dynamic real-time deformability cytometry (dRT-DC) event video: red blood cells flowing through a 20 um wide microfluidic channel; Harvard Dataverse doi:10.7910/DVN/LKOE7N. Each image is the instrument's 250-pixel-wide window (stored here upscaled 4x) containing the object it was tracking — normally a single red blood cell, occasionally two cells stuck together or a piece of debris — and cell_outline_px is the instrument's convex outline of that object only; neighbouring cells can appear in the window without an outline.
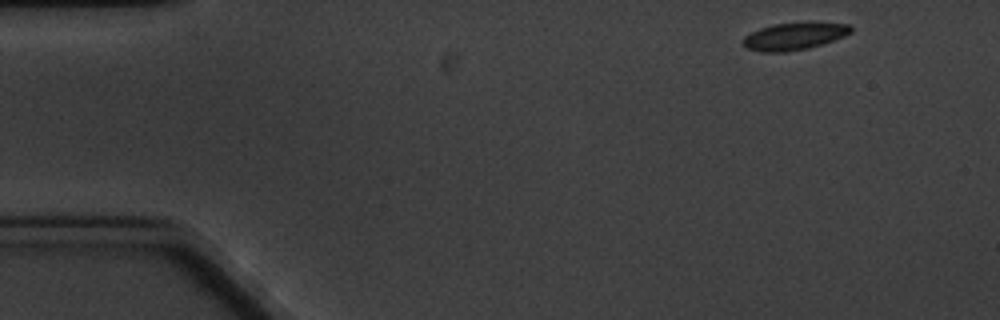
{"species": "common noctule bat (a hibernating species)", "species_latin": "Nyctalus noctula", "temperature_condition": "cold", "stored_images_in_passage": 4, "camera_frame_rate_fps": 3000, "um_per_image_px": 0.085, "animal": {"sex": "male", "body_mass_g": 20.1, "forearm_length_mm": 53.5}, "frame": {"image": 1, "passage_image": 1, "time_ms": 0.0, "image_size_px": [1000, 320], "cell_outline_px": [[852, 32], [844, 36], [808, 48], [784, 52], [760, 52], [748, 48], [740, 40], [744, 36], [760, 28], [772, 24], [804, 20], [812, 20], [848, 24], [852, 28]], "centroid_in_image_um": [67.52, 3.03], "position_along_channel_um": 17.5, "area_um2": 17.69}}
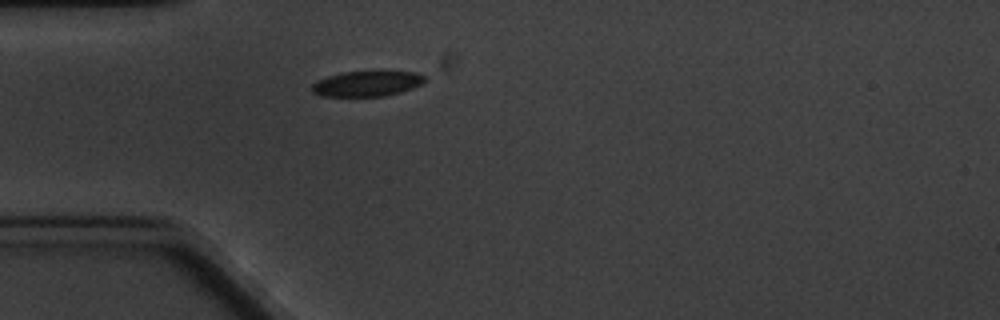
{"frame": {"image": 2, "passage_image": 4, "time_ms": 3.667, "image_size_px": [1000, 320], "cell_outline_px": [[424, 80], [420, 84], [412, 88], [400, 92], [384, 96], [320, 96], [312, 92], [312, 84], [316, 80], [340, 72], [372, 68], [384, 68], [416, 72], [424, 76]], "centroid_in_image_um": [31.2, 7.04], "position_along_channel_um": 53.8, "area_um2": 17.74}}